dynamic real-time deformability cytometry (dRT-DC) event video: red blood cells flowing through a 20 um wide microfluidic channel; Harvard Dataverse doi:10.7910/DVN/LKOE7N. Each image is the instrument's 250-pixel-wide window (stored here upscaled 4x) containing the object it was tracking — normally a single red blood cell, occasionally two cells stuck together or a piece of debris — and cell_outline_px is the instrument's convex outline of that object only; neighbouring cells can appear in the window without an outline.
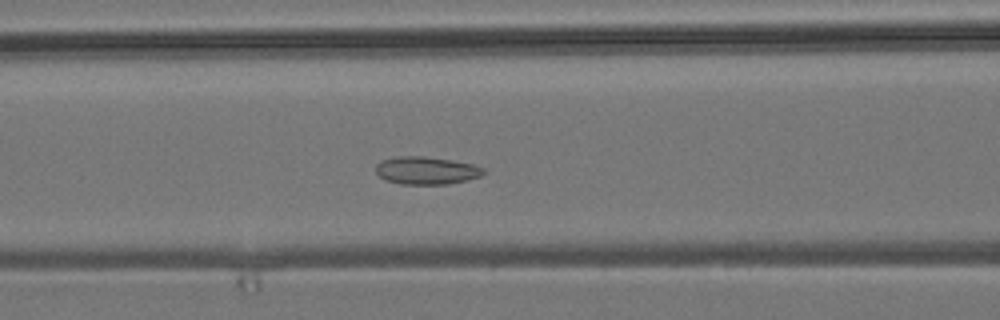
{"species": "common noctule bat (a hibernating species)", "species_latin": "Nyctalus noctula", "temperature_condition": "room temperature", "stored_images_in_passage": 40, "camera_frame_rate_fps": 3000, "um_per_image_px": 0.085, "animal": {"sex": "male", "body_mass_g": 19.2, "forearm_length_mm": 51.8}, "frame": {"image": 1, "passage_image": 7, "time_ms": 2.0, "image_size_px": [1000, 320], "cell_outline_px": [[488, 172], [480, 176], [448, 184], [400, 184], [388, 180], [380, 176], [376, 172], [376, 164], [380, 160], [396, 156], [424, 156], [472, 164], [484, 168]], "centroid_in_image_um": [36.23, 14.48], "position_along_channel_um": 130.4, "area_um2": 17.28}}
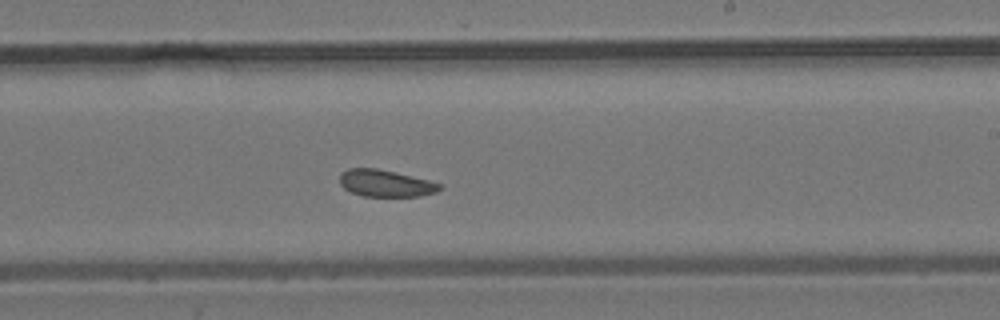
{"frame": {"image": 2, "passage_image": 17, "time_ms": 5.333, "image_size_px": [1000, 320], "cell_outline_px": [[444, 184], [436, 192], [420, 196], [364, 196], [352, 192], [344, 188], [340, 184], [340, 172], [348, 168], [376, 168], [396, 172]], "centroid_in_image_um": [32.76, 15.57], "position_along_channel_um": 256.2, "area_um2": 15.66}}
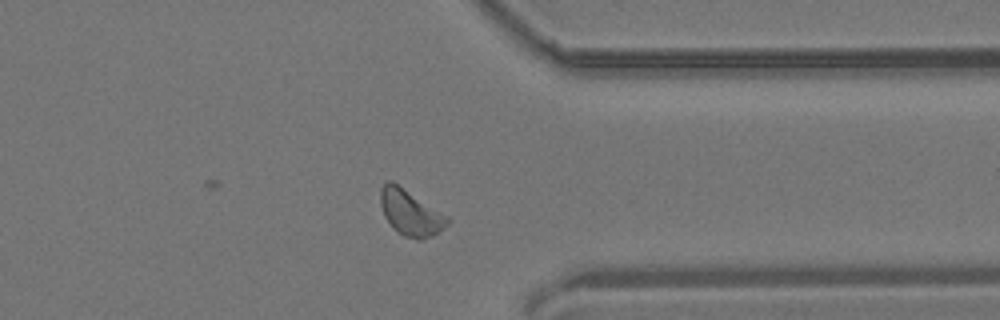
{"frame": {"image": 3, "passage_image": 27, "time_ms": 8.667, "image_size_px": [1000, 320], "cell_outline_px": [[448, 224], [444, 228], [432, 236], [424, 240], [420, 240], [404, 236], [396, 232], [384, 216], [380, 204], [380, 188], [388, 180], [392, 180], [448, 216]], "centroid_in_image_um": [34.87, 18.08], "position_along_channel_um": 376.5, "area_um2": 17.92}, "authors_computed_cell_mechanics": {"area_um2": 16.8198, "velocity_mm_per_s": 3.7829, "shape_relaxation_time_tau1_ms": null, "shape_relaxation_time_tau2_ms": 2.5153, "deformation_change_tau1": null, "deformation_change_tau2": 0.0705}}